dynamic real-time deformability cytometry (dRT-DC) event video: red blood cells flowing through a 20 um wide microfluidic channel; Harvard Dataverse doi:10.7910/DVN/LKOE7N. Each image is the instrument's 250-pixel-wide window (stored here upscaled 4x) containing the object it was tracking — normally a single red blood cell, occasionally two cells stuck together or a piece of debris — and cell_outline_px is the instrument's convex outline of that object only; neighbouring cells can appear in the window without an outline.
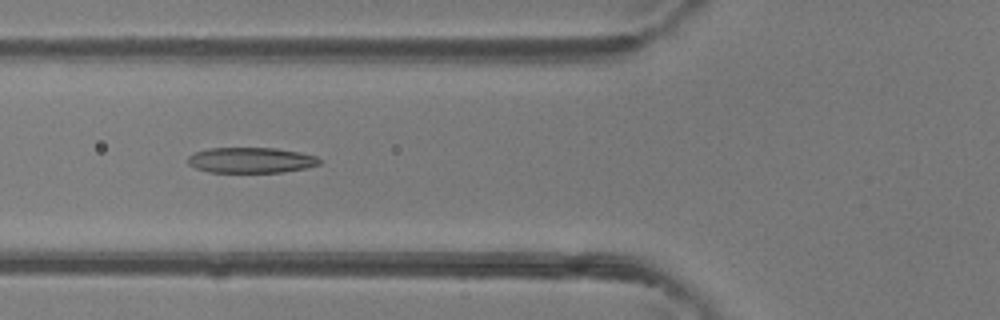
{"species": "common noctule bat (a hibernating species)", "species_latin": "Nyctalus noctula", "temperature_condition": "room temperature", "stored_images_in_passage": 47, "camera_frame_rate_fps": 3000, "um_per_image_px": 0.085, "animal": {"sex": "female"}, "frame": {"image": 1, "passage_image": 18, "time_ms": 5.667, "image_size_px": [1000, 320], "cell_outline_px": [[320, 164], [308, 168], [280, 172], [208, 172], [196, 168], [188, 164], [188, 156], [196, 152], [208, 148], [276, 148], [300, 152], [316, 156], [320, 160]], "centroid_in_image_um": [21.34, 13.61], "position_along_channel_um": 104.5, "area_um2": 19.59}}
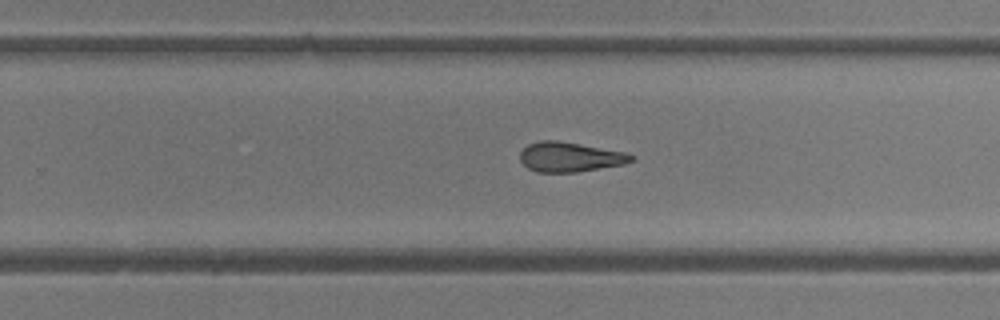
{"frame": {"image": 2, "passage_image": 30, "time_ms": 9.667, "image_size_px": [1000, 320], "cell_outline_px": [[636, 156], [632, 160], [624, 164], [576, 172], [536, 172], [528, 168], [520, 160], [520, 152], [528, 144], [540, 140], [556, 140], [580, 144], [624, 152]], "centroid_in_image_um": [48.41, 13.34], "position_along_channel_um": 281.4, "area_um2": 19.13}}
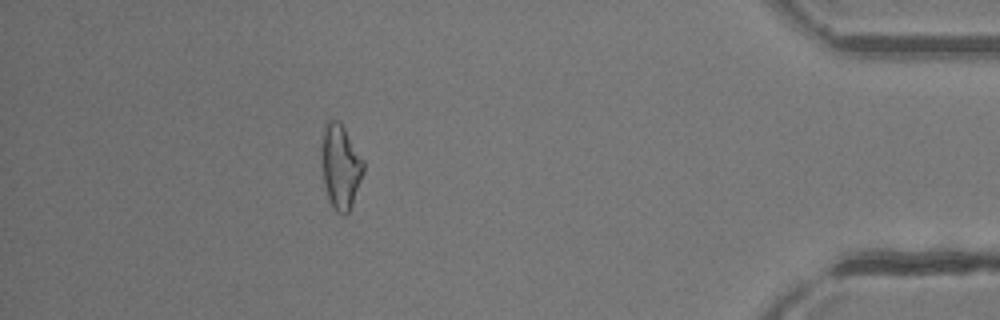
{"frame": {"image": 3, "passage_image": 42, "time_ms": 13.667, "image_size_px": [1000, 320], "cell_outline_px": [[364, 172], [352, 204], [348, 212], [344, 216], [336, 212], [332, 208], [328, 200], [320, 168], [320, 144], [324, 124], [328, 120], [340, 120], [364, 160]], "centroid_in_image_um": [28.9, 14.13], "position_along_channel_um": 406.3, "area_um2": 21.39}, "authors_computed_cell_mechanics": {"area_um2": 20.5768, "velocity_mm_per_s": 4.4198, "shape_relaxation_time_tau1_ms": 8.1465, "shape_relaxation_time_tau2_ms": 2.4704, "deformation_change_tau1": 0.2184, "deformation_change_tau2": 0.1263}}